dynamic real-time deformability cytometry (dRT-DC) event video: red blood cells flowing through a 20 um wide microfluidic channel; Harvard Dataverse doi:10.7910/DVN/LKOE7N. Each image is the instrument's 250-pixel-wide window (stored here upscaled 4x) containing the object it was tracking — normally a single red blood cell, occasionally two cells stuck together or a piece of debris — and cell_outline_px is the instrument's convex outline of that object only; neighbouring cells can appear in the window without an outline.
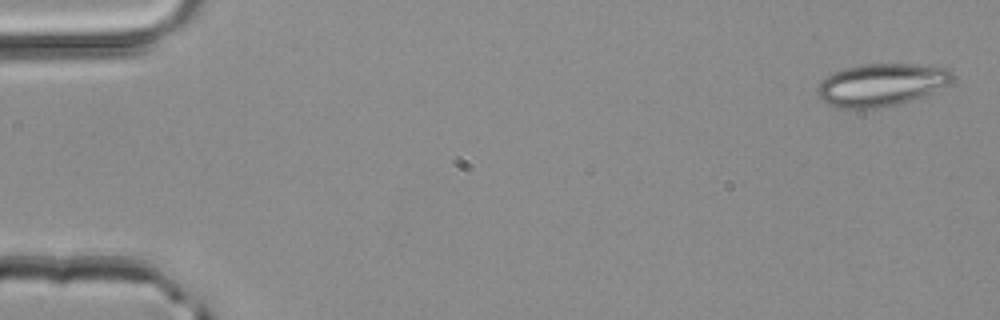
{"species": "common noctule bat (a hibernating species)", "species_latin": "Nyctalus noctula", "temperature_condition": "room temperature", "stored_images_in_passage": 3, "camera_frame_rate_fps": 3000, "um_per_image_px": 0.085, "animal": {"sex": "male", "body_mass_g": 20.4}, "frame": {"image": 1, "passage_image": 1, "time_ms": 0.0, "image_size_px": [1000, 320], "cell_outline_px": [[952, 80], [948, 84], [932, 92], [896, 104], [876, 108], [840, 108], [824, 100], [820, 96], [816, 88], [832, 72], [844, 68], [864, 64], [916, 64], [952, 68]], "centroid_in_image_um": [74.94, 7.18], "position_along_channel_um": 10.1, "area_um2": 32.89}}